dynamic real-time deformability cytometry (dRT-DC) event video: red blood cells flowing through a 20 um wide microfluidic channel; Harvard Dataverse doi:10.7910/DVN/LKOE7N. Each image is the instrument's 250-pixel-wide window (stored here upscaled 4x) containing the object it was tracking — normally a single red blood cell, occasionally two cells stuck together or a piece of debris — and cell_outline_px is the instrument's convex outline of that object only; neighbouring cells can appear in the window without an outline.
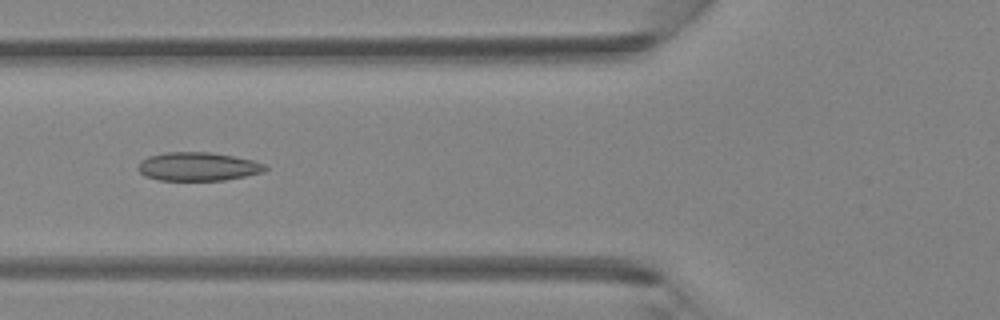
{"species": "Egyptian fruit bat (a non-hibernating species)", "species_latin": "Rousettus aegyptiacus", "temperature_condition": "room temperature", "stored_images_in_passage": 5, "camera_frame_rate_fps": 3000, "um_per_image_px": 0.085, "animal": {"sex": "female"}, "frame": {"image": 1, "passage_image": 5, "time_ms": 1.333, "image_size_px": [1000, 320], "cell_outline_px": [[268, 168], [264, 172], [224, 180], [160, 180], [144, 176], [136, 168], [140, 160], [148, 156], [164, 152], [208, 152], [232, 156], [252, 160], [264, 164]], "centroid_in_image_um": [16.78, 14.15], "position_along_channel_um": 109.0, "area_um2": 21.15}}